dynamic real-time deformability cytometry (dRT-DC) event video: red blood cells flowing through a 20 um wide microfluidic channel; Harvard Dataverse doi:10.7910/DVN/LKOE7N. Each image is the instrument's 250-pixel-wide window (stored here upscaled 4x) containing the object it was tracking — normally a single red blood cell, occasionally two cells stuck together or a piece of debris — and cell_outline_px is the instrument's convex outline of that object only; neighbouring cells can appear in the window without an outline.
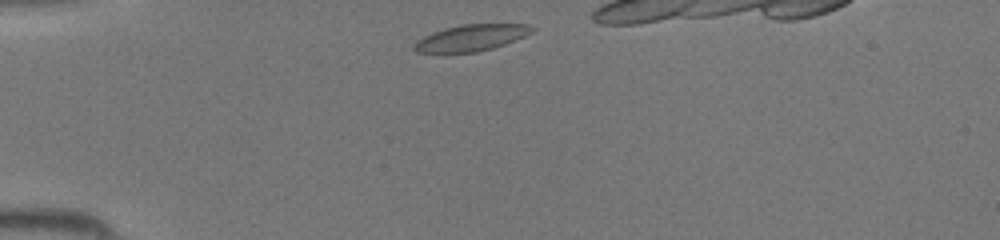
{"species": "common noctule bat (a hibernating species)", "species_latin": "Nyctalus noctula", "temperature_condition": "room temperature", "stored_images_in_passage": 13, "camera_frame_rate_fps": 3000, "um_per_image_px": 0.085, "animal": {"sex": "female", "body_mass_g": 19.5, "forearm_length_mm": 54.1}, "frame": {"image": 1, "passage_image": 1, "time_ms": 0.0, "image_size_px": [1000, 240], "cell_outline_px": [[536, 28], [532, 32], [524, 36], [504, 44], [492, 48], [476, 52], [416, 52], [412, 48], [412, 44], [416, 40], [432, 32], [444, 28], [460, 24], [528, 24]], "centroid_in_image_um": [40.02, 3.2], "position_along_channel_um": 45.0, "area_um2": 18.09}}
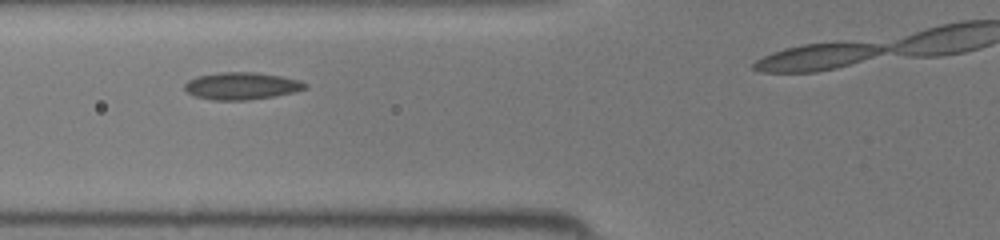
{"frame": {"image": 2, "passage_image": 7, "time_ms": 2.0, "image_size_px": [1000, 240], "cell_outline_px": [[308, 88], [276, 96], [248, 100], [212, 100], [192, 96], [184, 88], [184, 84], [188, 80], [196, 76], [220, 72], [252, 72], [280, 76], [300, 80], [308, 84]], "centroid_in_image_um": [20.51, 7.31], "position_along_channel_um": 105.3, "area_um2": 19.25}}
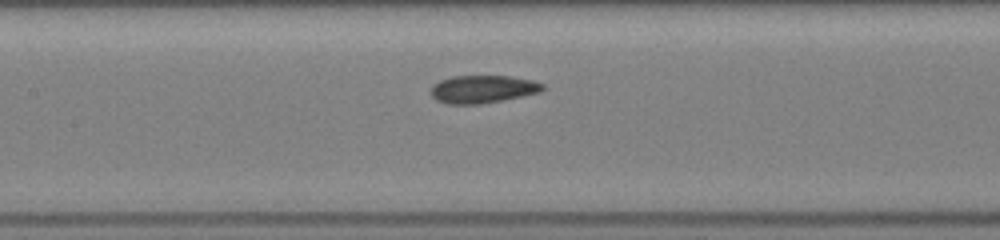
{"frame": {"image": 3, "passage_image": 11, "time_ms": 3.333, "image_size_px": [1000, 240], "cell_outline_px": [[544, 88], [540, 92], [504, 100], [480, 104], [448, 104], [436, 100], [432, 96], [432, 84], [440, 80], [452, 76], [508, 76], [532, 80], [544, 84]], "centroid_in_image_um": [41.02, 7.58], "position_along_channel_um": 166.4, "area_um2": 18.09}}